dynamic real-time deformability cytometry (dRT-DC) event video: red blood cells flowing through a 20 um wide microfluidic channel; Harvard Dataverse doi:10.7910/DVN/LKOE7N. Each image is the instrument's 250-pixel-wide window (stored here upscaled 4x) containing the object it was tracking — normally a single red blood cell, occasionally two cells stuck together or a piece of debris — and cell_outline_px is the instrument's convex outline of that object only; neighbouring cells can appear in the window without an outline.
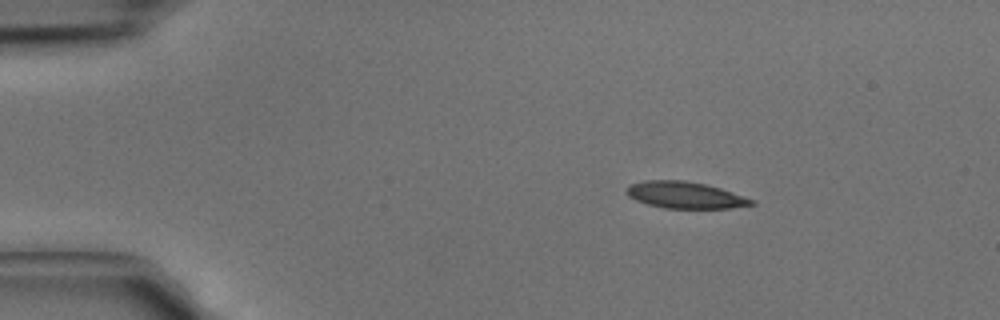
{"species": "common noctule bat (a hibernating species)", "species_latin": "Nyctalus noctula", "temperature_condition": "cold", "stored_images_in_passage": 37, "camera_frame_rate_fps": 3000, "um_per_image_px": 0.085, "animal": {"sex": "male", "body_mass_g": 15.6}, "frame": {"image": 1, "passage_image": 1, "time_ms": 0.0, "image_size_px": [1000, 320], "cell_outline_px": [[756, 204], [728, 208], [664, 208], [648, 204], [636, 200], [628, 196], [628, 184], [644, 180], [684, 180], [704, 184], [720, 188], [756, 200]], "centroid_in_image_um": [58.24, 16.57], "position_along_channel_um": 26.8, "area_um2": 19.31}}
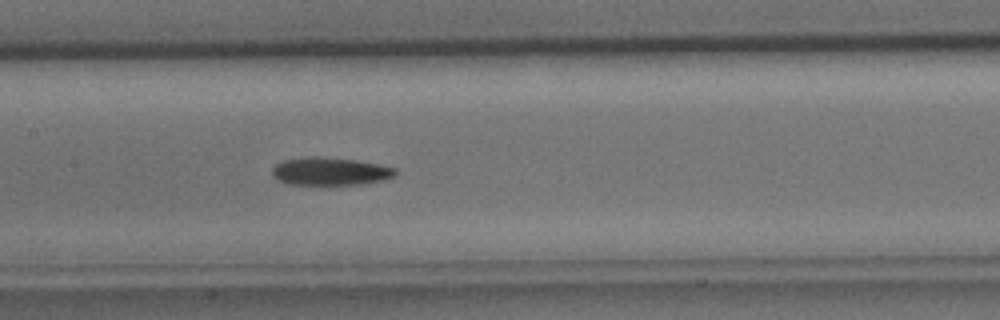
{"frame": {"image": 2, "passage_image": 15, "time_ms": 4.667, "image_size_px": [1000, 320], "cell_outline_px": [[396, 176], [384, 180], [360, 184], [288, 184], [276, 180], [272, 176], [272, 168], [276, 164], [284, 160], [308, 156], [320, 156], [356, 160], [380, 164], [396, 168]], "centroid_in_image_um": [28.06, 14.55], "position_along_channel_um": 179.3, "area_um2": 20.17}}
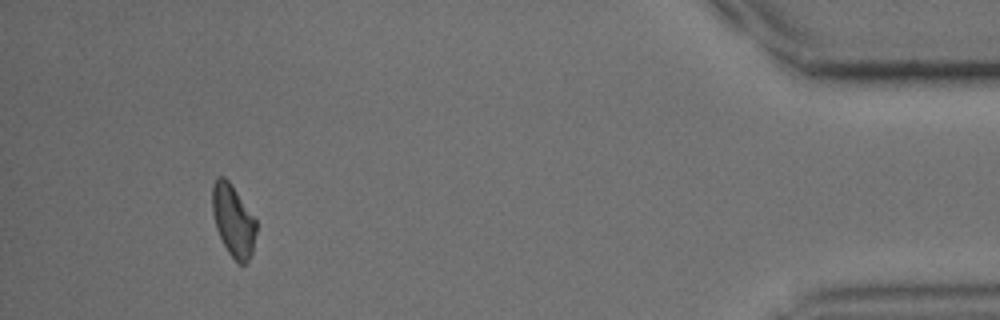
{"frame": {"image": 3, "passage_image": 34, "time_ms": 11.0, "image_size_px": [1000, 320], "cell_outline_px": [[256, 232], [252, 252], [248, 260], [244, 264], [236, 264], [228, 252], [216, 228], [212, 212], [212, 184], [216, 176], [224, 176], [232, 184], [256, 220]], "centroid_in_image_um": [19.81, 18.73], "position_along_channel_um": 415.4, "area_um2": 18.5}}